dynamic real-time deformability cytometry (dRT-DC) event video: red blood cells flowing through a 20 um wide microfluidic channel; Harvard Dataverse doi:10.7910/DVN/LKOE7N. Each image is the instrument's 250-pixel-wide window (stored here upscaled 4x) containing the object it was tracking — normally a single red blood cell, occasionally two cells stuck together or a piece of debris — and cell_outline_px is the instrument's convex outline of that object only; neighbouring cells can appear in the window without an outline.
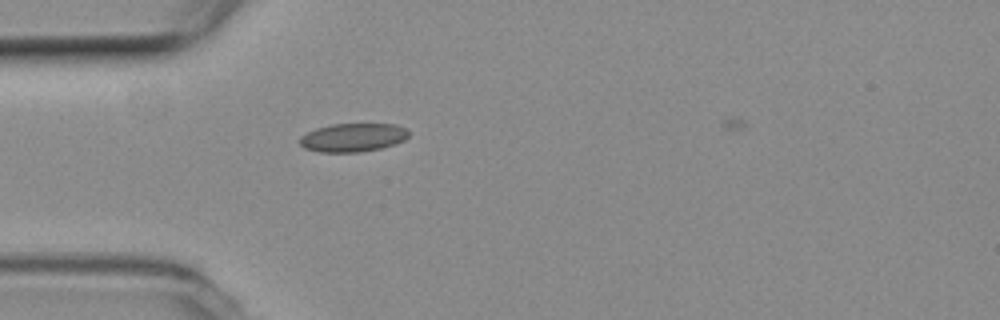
{"species": "common noctule bat (a hibernating species)", "species_latin": "Nyctalus noctula", "temperature_condition": "room temperature", "stored_images_in_passage": 51, "camera_frame_rate_fps": 3000, "um_per_image_px": 0.085, "animal": {"sex": "female", "body_mass_g": 19.3, "forearm_length_mm": 54.1}, "frame": {"image": 1, "passage_image": 12, "time_ms": 3.667, "image_size_px": [1000, 320], "cell_outline_px": [[408, 136], [404, 140], [396, 144], [380, 148], [360, 152], [320, 152], [304, 148], [300, 144], [300, 136], [316, 128], [332, 124], [396, 124], [404, 128], [408, 132]], "centroid_in_image_um": [29.99, 11.69], "position_along_channel_um": 55.0, "area_um2": 18.03}}
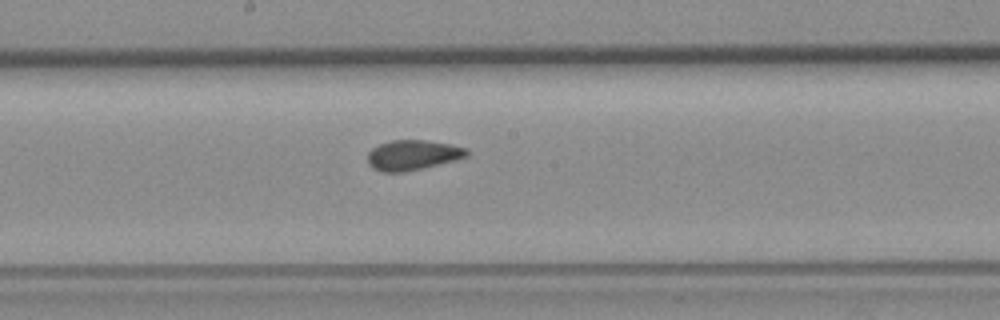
{"frame": {"image": 2, "passage_image": 25, "time_ms": 8.0, "image_size_px": [1000, 320], "cell_outline_px": [[468, 156], [456, 160], [404, 172], [384, 172], [372, 168], [368, 164], [368, 152], [372, 148], [380, 144], [392, 140], [424, 140], [448, 144], [468, 148]], "centroid_in_image_um": [35.07, 13.18], "position_along_channel_um": 213.1, "area_um2": 17.28}}
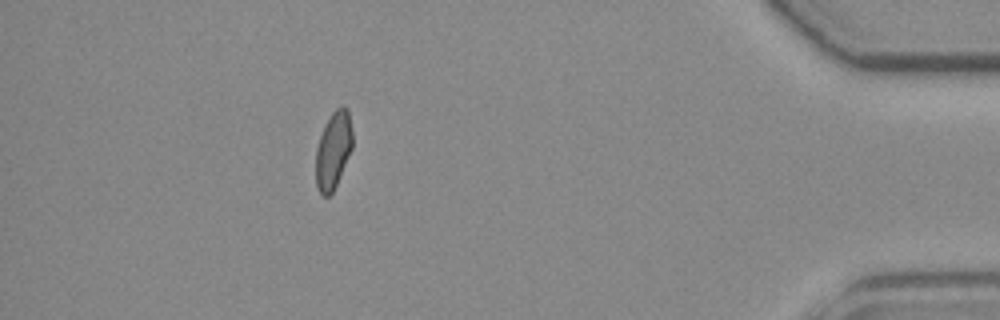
{"frame": {"image": 3, "passage_image": 45, "time_ms": 14.667, "image_size_px": [1000, 320], "cell_outline_px": [[352, 148], [336, 184], [332, 192], [328, 196], [320, 196], [316, 184], [316, 148], [320, 136], [332, 112], [336, 108], [344, 104], [348, 108], [352, 132]], "centroid_in_image_um": [28.33, 12.76], "position_along_channel_um": 406.9, "area_um2": 16.36}, "authors_computed_cell_mechanics": {"area_um2": 16.9932, "velocity_mm_per_s": 3.7589, "shape_relaxation_time_tau1_ms": null, "shape_relaxation_time_tau2_ms": 1.1712, "deformation_change_tau1": null, "deformation_change_tau2": 0.0592}}